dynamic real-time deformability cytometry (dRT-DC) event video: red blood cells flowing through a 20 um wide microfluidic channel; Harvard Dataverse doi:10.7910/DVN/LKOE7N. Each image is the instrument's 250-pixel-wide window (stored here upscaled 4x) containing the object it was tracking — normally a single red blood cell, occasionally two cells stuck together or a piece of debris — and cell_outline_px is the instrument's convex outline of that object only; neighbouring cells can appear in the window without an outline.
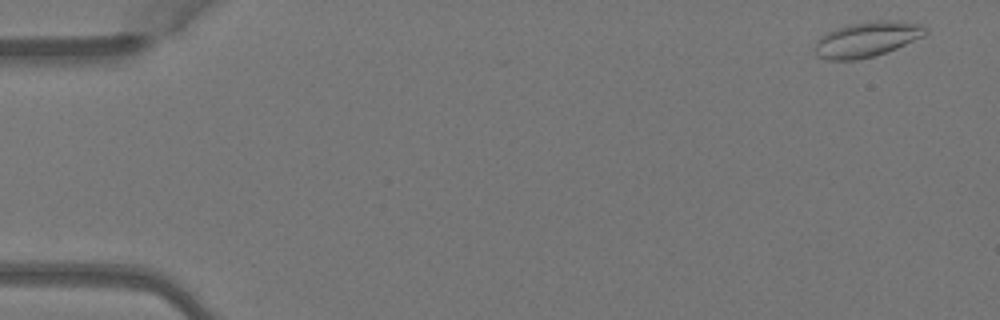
{"species": "Egyptian fruit bat (a non-hibernating species)", "species_latin": "Rousettus aegyptiacus", "temperature_condition": "warm", "stored_images_in_passage": 4, "camera_frame_rate_fps": 3000, "um_per_image_px": 0.085, "animal": {"sex": "female"}, "frame": {"image": 1, "passage_image": 1, "time_ms": 0.0, "image_size_px": [1000, 320], "cell_outline_px": [[928, 32], [924, 36], [896, 48], [872, 56], [856, 60], [828, 60], [816, 56], [812, 48], [816, 40], [824, 32], [836, 28], [852, 24], [876, 20], [892, 20], [920, 24], [928, 28]], "centroid_in_image_um": [73.63, 3.34], "position_along_channel_um": 11.4, "area_um2": 22.83}}